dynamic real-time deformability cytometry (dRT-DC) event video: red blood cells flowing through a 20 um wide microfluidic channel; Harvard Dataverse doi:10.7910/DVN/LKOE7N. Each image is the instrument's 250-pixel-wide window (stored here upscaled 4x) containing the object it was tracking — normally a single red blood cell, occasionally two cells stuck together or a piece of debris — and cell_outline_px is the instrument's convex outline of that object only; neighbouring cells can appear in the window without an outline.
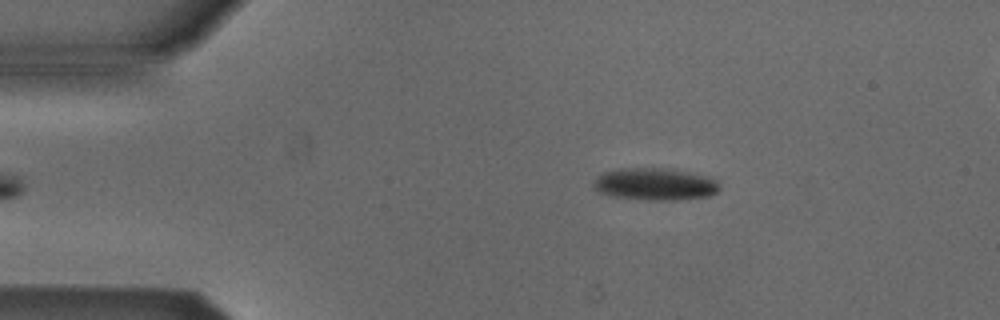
{"species": "Egyptian fruit bat (a non-hibernating species)", "species_latin": "Rousettus aegyptiacus", "temperature_condition": "cold", "stored_images_in_passage": 37, "camera_frame_rate_fps": 3000, "um_per_image_px": 0.085, "animal": {"sex": "male"}, "frame": {"image": 1, "passage_image": 1, "time_ms": 0.0, "image_size_px": [1000, 320], "cell_outline_px": [[720, 188], [716, 192], [708, 196], [680, 200], [648, 200], [612, 196], [600, 192], [592, 184], [596, 176], [604, 172], [620, 168], [672, 168], [712, 176], [716, 180]], "centroid_in_image_um": [55.71, 15.64], "position_along_channel_um": 29.3, "area_um2": 23.99}}
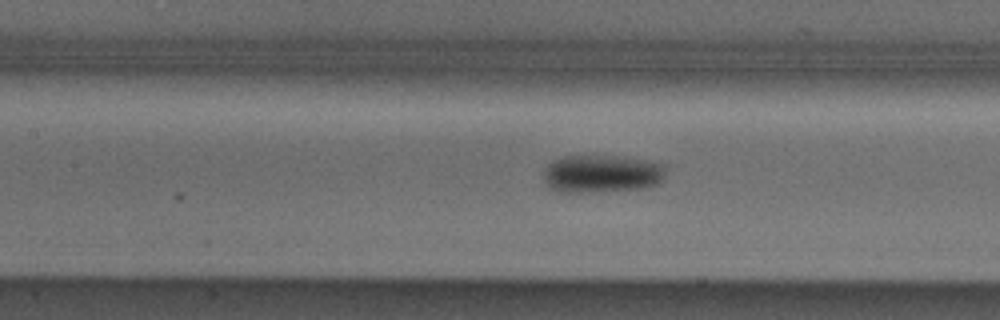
{"frame": {"image": 2, "passage_image": 15, "time_ms": 4.667, "image_size_px": [1000, 320], "cell_outline_px": [[664, 176], [656, 184], [648, 188], [592, 192], [560, 192], [548, 188], [544, 184], [544, 172], [548, 164], [552, 160], [564, 156], [624, 156], [648, 160], [664, 164]], "centroid_in_image_um": [51.13, 14.77], "position_along_channel_um": 156.3, "area_um2": 27.28}}
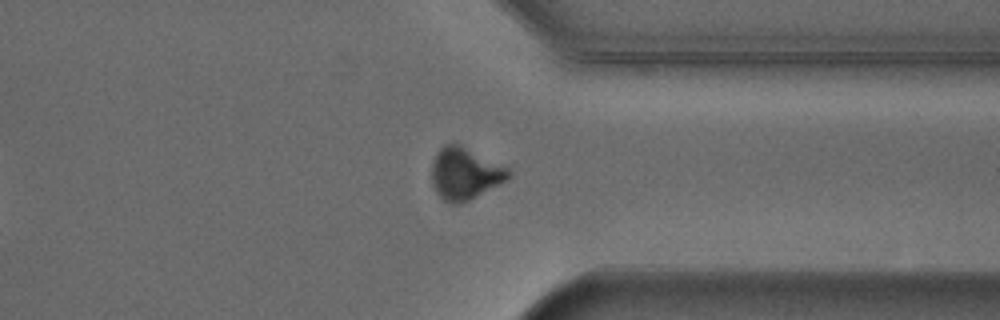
{"frame": {"image": 3, "passage_image": 32, "time_ms": 10.333, "image_size_px": [1000, 320], "cell_outline_px": [[512, 176], [508, 180], [460, 204], [448, 204], [436, 192], [432, 184], [432, 164], [436, 152], [444, 144], [460, 144], [508, 168], [512, 172]], "centroid_in_image_um": [39.51, 14.76], "position_along_channel_um": 371.9, "area_um2": 23.24}, "authors_computed_cell_mechanics": {"area_um2": 25.3164, "velocity_mm_per_s": 3.8511, "shape_relaxation_time_tau1_ms": 1.9504, "shape_relaxation_time_tau2_ms": null, "deformation_change_tau1": 0.1117, "deformation_change_tau2": null}}